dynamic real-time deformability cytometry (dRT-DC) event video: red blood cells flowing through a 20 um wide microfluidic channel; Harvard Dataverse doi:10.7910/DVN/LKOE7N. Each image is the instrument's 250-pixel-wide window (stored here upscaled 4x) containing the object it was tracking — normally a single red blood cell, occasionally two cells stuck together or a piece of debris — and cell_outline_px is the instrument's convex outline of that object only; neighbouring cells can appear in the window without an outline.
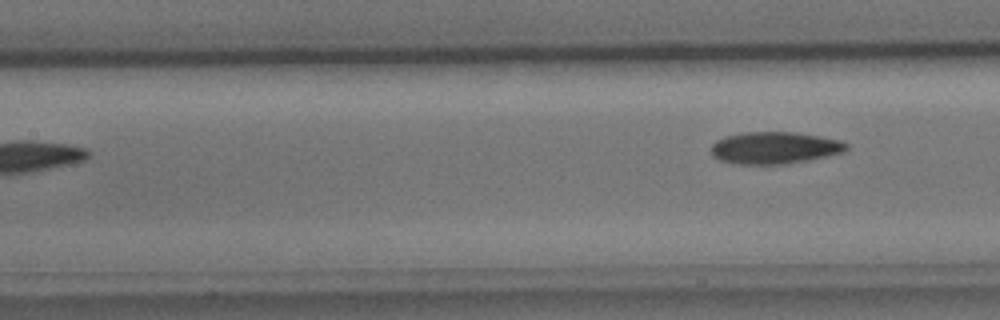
{"species": "common noctule bat (a hibernating species)", "species_latin": "Nyctalus noctula", "temperature_condition": "cold", "stored_images_in_passage": 7, "camera_frame_rate_fps": 3000, "um_per_image_px": 0.085, "animal": {"sex": "male", "body_mass_g": 15.6}, "frame": {"image": 1, "passage_image": 7, "time_ms": 7.333, "image_size_px": [1000, 320], "cell_outline_px": [[848, 148], [844, 152], [828, 156], [788, 164], [736, 164], [720, 160], [712, 156], [712, 144], [716, 140], [724, 136], [740, 132], [792, 132], [820, 136], [840, 140], [848, 144]], "centroid_in_image_um": [65.83, 12.56], "position_along_channel_um": 141.6, "area_um2": 25.43}}